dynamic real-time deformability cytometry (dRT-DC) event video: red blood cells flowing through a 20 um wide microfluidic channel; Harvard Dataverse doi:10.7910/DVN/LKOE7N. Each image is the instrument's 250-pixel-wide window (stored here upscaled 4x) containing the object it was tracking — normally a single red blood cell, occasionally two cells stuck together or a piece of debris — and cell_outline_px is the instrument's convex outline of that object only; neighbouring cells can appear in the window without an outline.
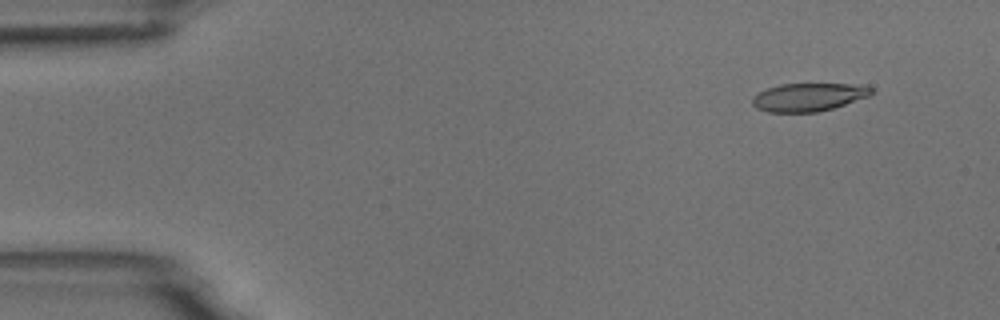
{"species": "common noctule bat (a hibernating species)", "species_latin": "Nyctalus noctula", "temperature_condition": "room temperature", "stored_images_in_passage": 4, "camera_frame_rate_fps": 3000, "um_per_image_px": 0.085, "animal": {"sex": "male", "body_mass_g": 18.8}, "frame": {"image": 1, "passage_image": 2, "time_ms": 1.0, "image_size_px": [1000, 320], "cell_outline_px": [[872, 92], [868, 96], [832, 108], [816, 112], [768, 112], [756, 108], [752, 104], [752, 96], [768, 88], [780, 84], [868, 84], [872, 88]], "centroid_in_image_um": [68.71, 8.24], "position_along_channel_um": 16.3, "area_um2": 19.42}}
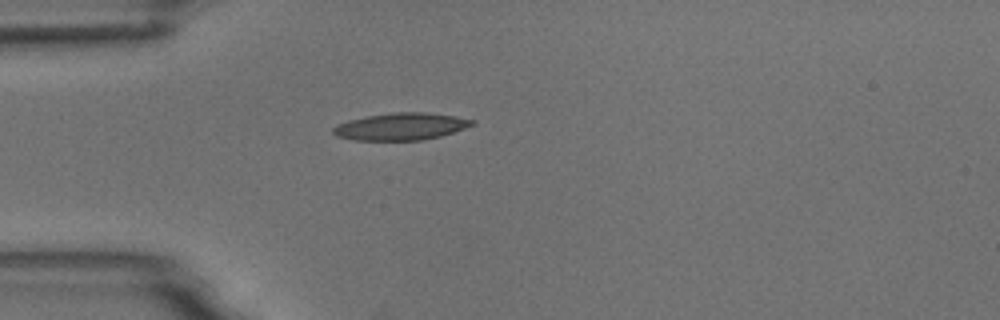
{"frame": {"image": 2, "passage_image": 4, "time_ms": 4.333, "image_size_px": [1000, 320], "cell_outline_px": [[476, 124], [440, 136], [424, 140], [352, 140], [336, 136], [332, 132], [332, 128], [336, 124], [348, 120], [368, 116], [392, 112], [424, 112], [452, 116], [476, 120]], "centroid_in_image_um": [34.04, 10.75], "position_along_channel_um": 51.0, "area_um2": 21.96}}